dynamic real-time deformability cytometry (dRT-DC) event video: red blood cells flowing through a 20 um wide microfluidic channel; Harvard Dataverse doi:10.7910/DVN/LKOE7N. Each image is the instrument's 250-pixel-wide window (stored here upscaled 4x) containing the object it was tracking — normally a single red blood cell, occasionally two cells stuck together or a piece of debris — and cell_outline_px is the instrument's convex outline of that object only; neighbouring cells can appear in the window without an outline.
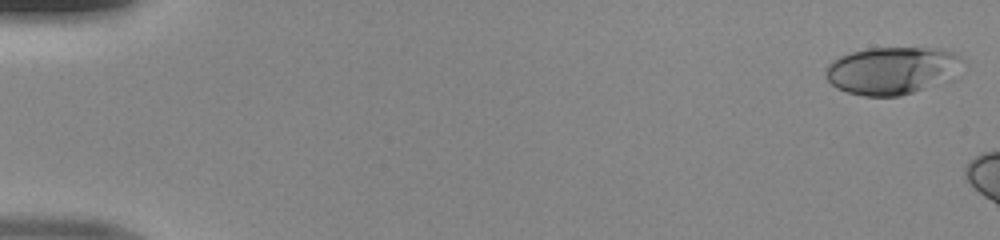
{"species": "human", "species_latin": "Homo sapiens", "temperature_condition": "room temperature", "stored_images_in_passage": 7, "camera_frame_rate_fps": 3000, "um_per_image_px": 0.085, "donor": {"sex": "male"}, "frame": {"image": 1, "passage_image": 1, "time_ms": 0.0, "image_size_px": [1000, 240], "cell_outline_px": [[968, 64], [960, 80], [900, 96], [864, 96], [848, 92], [836, 88], [824, 76], [824, 72], [828, 64], [832, 60], [840, 56], [852, 52], [868, 48], [936, 48], [952, 52], [964, 56], [968, 60]], "centroid_in_image_um": [76.04, 6.01], "position_along_channel_um": 9.0, "area_um2": 39.77}}